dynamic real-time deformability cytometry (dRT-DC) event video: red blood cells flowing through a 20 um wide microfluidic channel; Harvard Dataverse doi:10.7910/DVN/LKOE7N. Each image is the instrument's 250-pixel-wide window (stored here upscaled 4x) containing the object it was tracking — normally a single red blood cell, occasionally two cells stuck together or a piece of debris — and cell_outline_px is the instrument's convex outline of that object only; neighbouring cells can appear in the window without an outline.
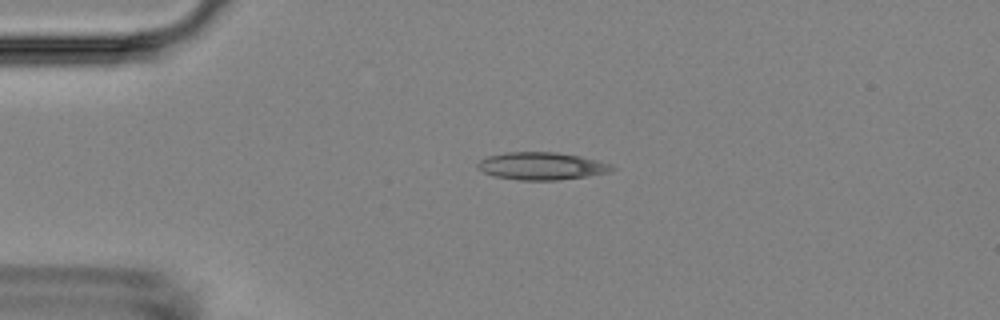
{"species": "Egyptian fruit bat (a non-hibernating species)", "species_latin": "Rousettus aegyptiacus", "temperature_condition": "room temperature", "stored_images_in_passage": 38, "camera_frame_rate_fps": 3000, "um_per_image_px": 0.085, "animal": {"sex": "female"}, "frame": {"image": 1, "passage_image": 2, "time_ms": 0.333, "image_size_px": [1000, 320], "cell_outline_px": [[616, 168], [612, 172], [588, 176], [556, 180], [520, 180], [492, 176], [484, 172], [476, 164], [480, 160], [488, 156], [508, 152], [556, 152], [580, 156], [612, 164]], "centroid_in_image_um": [46.07, 14.11], "position_along_channel_um": 38.9, "area_um2": 21.56}}
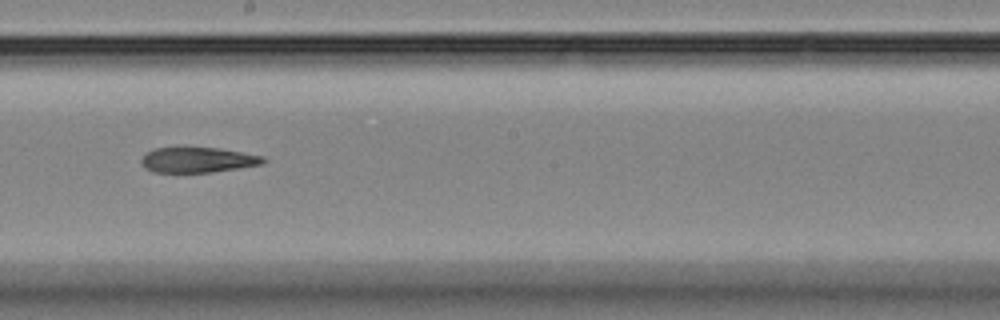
{"frame": {"image": 2, "passage_image": 20, "time_ms": 6.333, "image_size_px": [1000, 320], "cell_outline_px": [[268, 160], [264, 164], [240, 168], [212, 172], [152, 172], [144, 168], [140, 164], [140, 160], [152, 148], [180, 144], [184, 144], [220, 148], [264, 156]], "centroid_in_image_um": [16.77, 13.54], "position_along_channel_um": 231.4, "area_um2": 19.13}}
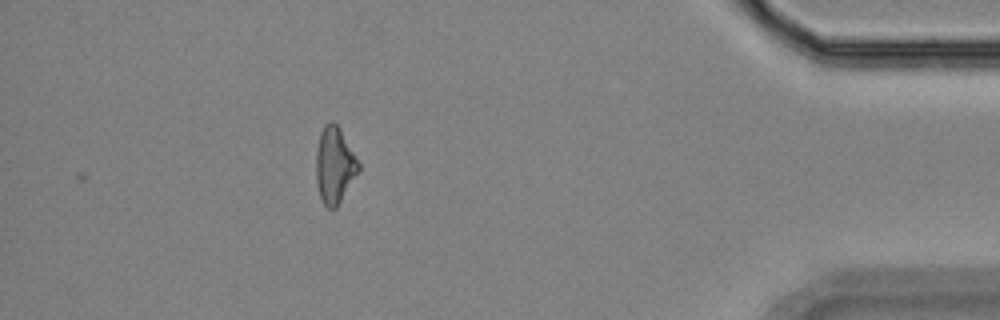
{"frame": {"image": 3, "passage_image": 38, "time_ms": 12.333, "image_size_px": [1000, 320], "cell_outline_px": [[360, 168], [336, 208], [328, 208], [324, 204], [320, 196], [316, 180], [316, 152], [320, 132], [324, 124], [332, 120], [340, 128], [360, 164]], "centroid_in_image_um": [28.42, 14.01], "position_along_channel_um": 406.8, "area_um2": 18.67}, "authors_computed_cell_mechanics": {"area_um2": 19.5075, "velocity_mm_per_s": 3.6873, "shape_relaxation_time_tau1_ms": 5.039, "shape_relaxation_time_tau2_ms": null, "deformation_change_tau1": 0.1406, "deformation_change_tau2": null}}